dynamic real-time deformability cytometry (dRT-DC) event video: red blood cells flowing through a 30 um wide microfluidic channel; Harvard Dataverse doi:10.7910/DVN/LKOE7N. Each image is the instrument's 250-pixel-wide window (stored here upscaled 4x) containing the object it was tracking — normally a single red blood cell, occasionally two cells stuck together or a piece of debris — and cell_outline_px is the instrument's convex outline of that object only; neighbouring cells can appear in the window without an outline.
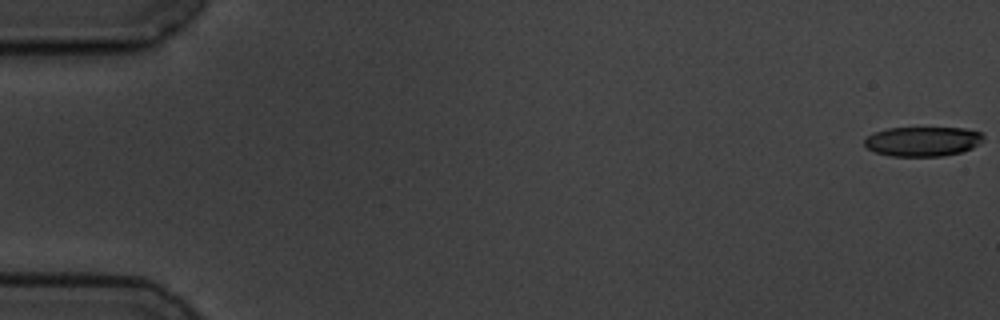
{"species": "common noctule bat (a hibernating species)", "species_latin": "Nyctalus noctula", "temperature_condition": "cold", "stored_images_in_passage": 3, "camera_frame_rate_fps": 3000, "um_per_image_px": 0.085, "animal": {"sex": "male", "body_mass_g": 19.5, "forearm_length_mm": 54.6}, "frame": {"image": 1, "passage_image": 1, "time_ms": 0.0, "image_size_px": [1000, 320], "cell_outline_px": [[984, 140], [972, 148], [960, 152], [940, 156], [892, 156], [876, 152], [868, 148], [864, 144], [864, 140], [872, 132], [888, 128], [964, 128], [980, 132], [984, 136]], "centroid_in_image_um": [78.43, 12.01], "position_along_channel_um": 6.6, "area_um2": 20.46}}